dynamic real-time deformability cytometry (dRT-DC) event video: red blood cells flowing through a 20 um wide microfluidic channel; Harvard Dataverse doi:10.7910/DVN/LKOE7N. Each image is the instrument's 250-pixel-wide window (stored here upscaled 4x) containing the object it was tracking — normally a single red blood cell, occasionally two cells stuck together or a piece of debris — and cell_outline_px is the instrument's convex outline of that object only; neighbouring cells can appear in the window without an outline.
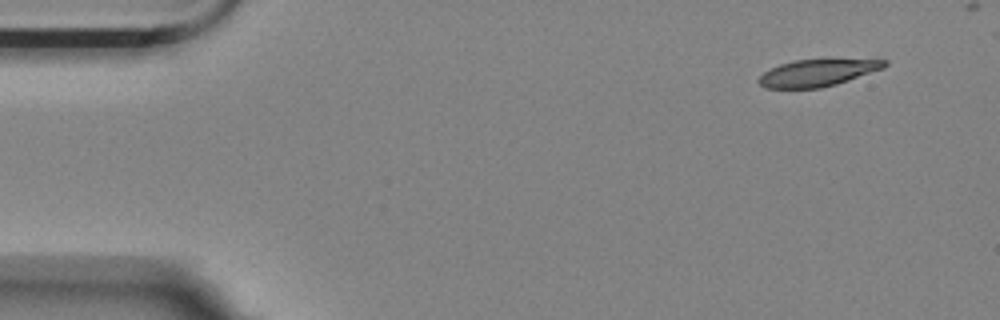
{"species": "Egyptian fruit bat (a non-hibernating species)", "species_latin": "Rousettus aegyptiacus", "temperature_condition": "room temperature", "stored_images_in_passage": 13, "camera_frame_rate_fps": 3000, "um_per_image_px": 0.085, "animal": {"sex": "female"}, "frame": {"image": 1, "passage_image": 1, "time_ms": 0.0, "image_size_px": [1000, 320], "cell_outline_px": [[888, 64], [884, 68], [836, 84], [820, 88], [764, 88], [756, 80], [764, 72], [780, 64], [792, 60], [828, 56], [888, 60]], "centroid_in_image_um": [69.55, 6.12], "position_along_channel_um": 15.4, "area_um2": 20.81}}
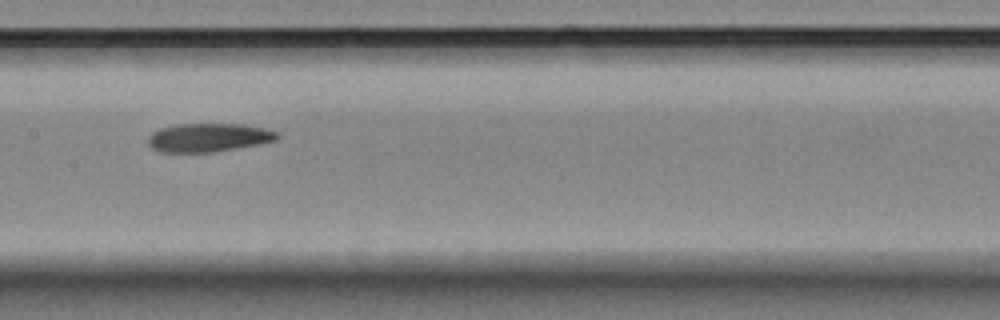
{"frame": {"image": 2, "passage_image": 7, "time_ms": 7.667, "image_size_px": [1000, 320], "cell_outline_px": [[280, 136], [276, 140], [256, 144], [212, 152], [160, 152], [152, 148], [148, 144], [148, 136], [152, 132], [160, 128], [176, 124], [244, 124], [264, 128], [280, 132]], "centroid_in_image_um": [17.71, 11.68], "position_along_channel_um": 189.7, "area_um2": 21.44}}
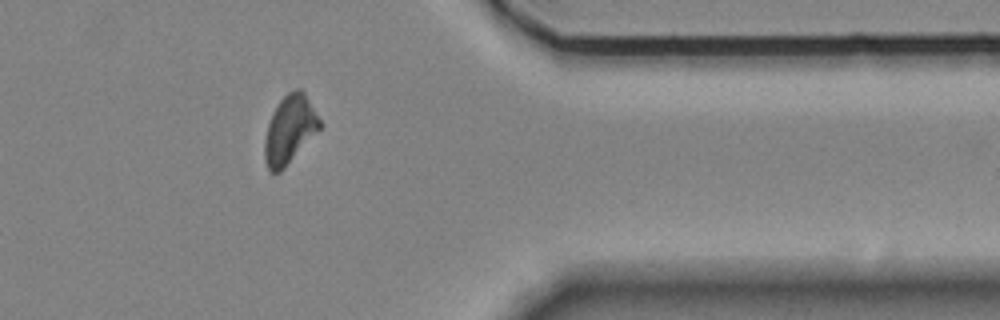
{"frame": {"image": 3, "passage_image": 12, "time_ms": 13.667, "image_size_px": [1000, 320], "cell_outline_px": [[324, 124], [284, 168], [280, 172], [272, 172], [268, 168], [264, 160], [264, 140], [268, 124], [272, 112], [280, 100], [288, 92], [296, 88], [300, 88], [304, 92]], "centroid_in_image_um": [24.63, 10.99], "position_along_channel_um": 386.8, "area_um2": 21.85}, "authors_computed_cell_mechanics": {"area_um2": 22.0796, "velocity_mm_per_s": 3.5625, "shape_relaxation_time_tau1_ms": null, "shape_relaxation_time_tau2_ms": 3.7596, "deformation_change_tau1": null, "deformation_change_tau2": 0.1111}}